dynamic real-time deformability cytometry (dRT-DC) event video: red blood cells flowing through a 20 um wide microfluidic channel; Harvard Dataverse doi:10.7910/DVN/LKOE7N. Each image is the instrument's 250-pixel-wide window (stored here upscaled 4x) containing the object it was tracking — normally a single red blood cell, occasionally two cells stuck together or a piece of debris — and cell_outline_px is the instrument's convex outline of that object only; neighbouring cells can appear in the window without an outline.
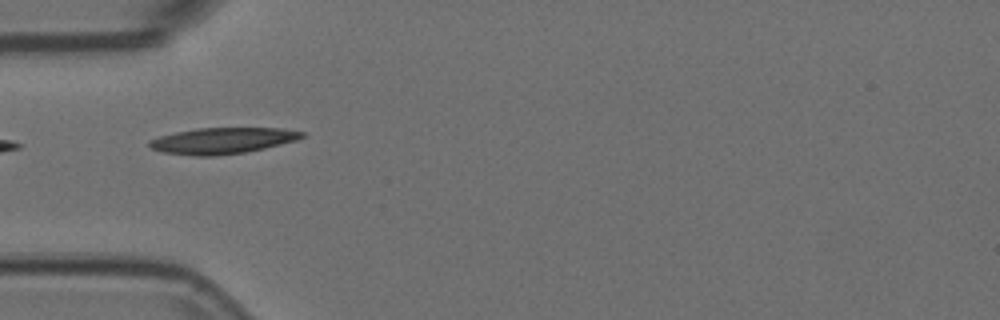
{"species": "Egyptian fruit bat (a non-hibernating species)", "species_latin": "Rousettus aegyptiacus", "temperature_condition": "room temperature", "stored_images_in_passage": 5, "camera_frame_rate_fps": 3000, "um_per_image_px": 0.085, "animal": {"sex": "female"}, "frame": {"image": 1, "passage_image": 1, "time_ms": 0.0, "image_size_px": [1000, 320], "cell_outline_px": [[304, 136], [296, 140], [264, 148], [244, 152], [216, 156], [192, 156], [164, 152], [152, 148], [148, 144], [148, 140], [160, 136], [176, 132], [196, 128], [284, 128], [304, 132]], "centroid_in_image_um": [18.89, 11.95], "position_along_channel_um": 66.1, "area_um2": 23.12}}
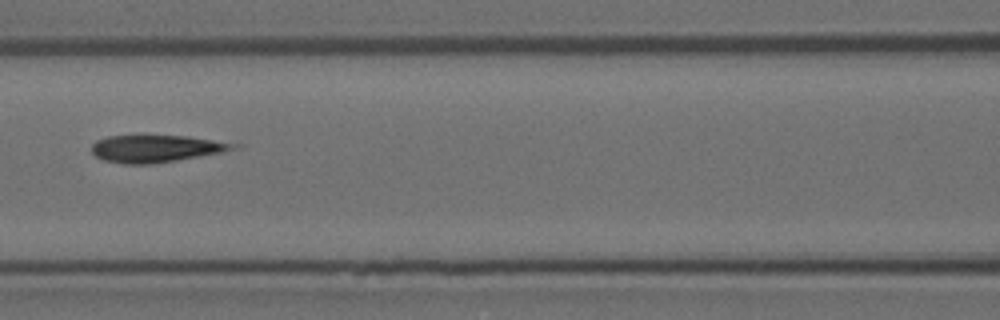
{"frame": {"image": 2, "passage_image": 3, "time_ms": 0.667, "image_size_px": [1000, 320], "cell_outline_px": [[244, 144], [240, 148], [220, 152], [176, 160], [152, 164], [124, 164], [104, 160], [96, 156], [92, 152], [92, 144], [96, 140], [108, 136], [188, 136]], "centroid_in_image_um": [13.31, 12.62], "position_along_channel_um": 153.3, "area_um2": 22.43}}
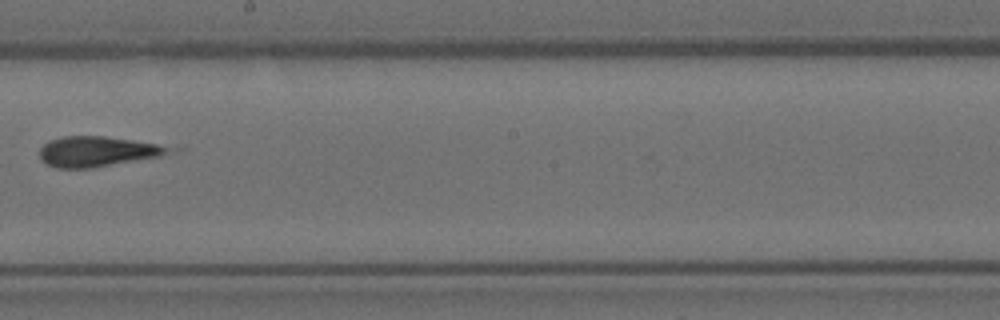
{"frame": {"image": 3, "passage_image": 5, "time_ms": 1.333, "image_size_px": [1000, 320], "cell_outline_px": [[188, 148], [160, 156], [92, 168], [56, 168], [40, 160], [40, 148], [44, 144], [52, 140], [64, 136], [104, 136]], "centroid_in_image_um": [8.41, 12.87], "position_along_channel_um": 239.8, "area_um2": 23.12}}